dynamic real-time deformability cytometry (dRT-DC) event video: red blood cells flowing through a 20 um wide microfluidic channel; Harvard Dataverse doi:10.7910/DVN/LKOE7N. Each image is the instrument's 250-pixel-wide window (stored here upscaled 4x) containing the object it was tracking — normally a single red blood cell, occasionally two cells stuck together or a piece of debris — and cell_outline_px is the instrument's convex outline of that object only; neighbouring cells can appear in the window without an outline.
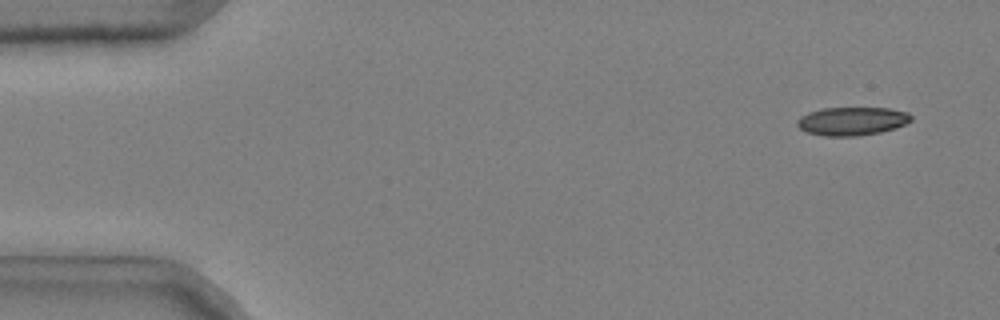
{"species": "common noctule bat (a hibernating species)", "species_latin": "Nyctalus noctula", "temperature_condition": "cold", "stored_images_in_passage": 13, "camera_frame_rate_fps": 3000, "um_per_image_px": 0.085, "animal": {"sex": "male", "body_mass_g": 20.4}, "frame": {"image": 1, "passage_image": 4, "time_ms": 1.0, "image_size_px": [1000, 320], "cell_outline_px": [[912, 120], [896, 128], [880, 132], [860, 136], [824, 136], [808, 132], [800, 128], [796, 124], [796, 120], [800, 116], [808, 112], [824, 108], [888, 108], [908, 112], [912, 116]], "centroid_in_image_um": [72.42, 10.3], "position_along_channel_um": 12.6, "area_um2": 18.9}}